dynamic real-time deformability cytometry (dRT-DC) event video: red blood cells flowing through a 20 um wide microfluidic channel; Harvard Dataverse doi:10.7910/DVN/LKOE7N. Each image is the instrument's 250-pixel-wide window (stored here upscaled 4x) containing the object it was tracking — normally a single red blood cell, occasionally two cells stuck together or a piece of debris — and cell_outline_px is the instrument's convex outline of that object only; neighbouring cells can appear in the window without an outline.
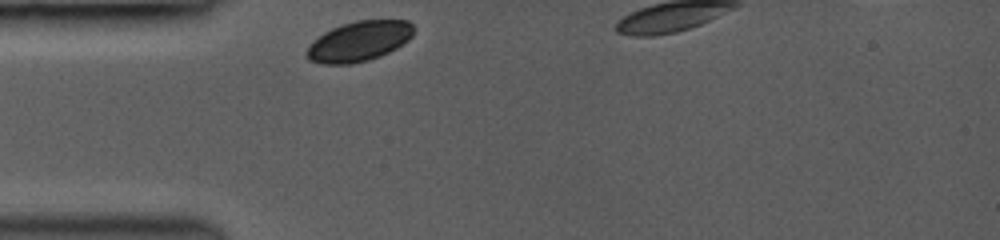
{"species": "common noctule bat (a hibernating species)", "species_latin": "Nyctalus noctula", "temperature_condition": "room temperature", "stored_images_in_passage": 2, "segment_of_instrument_passage": [1, 2], "camera_frame_rate_fps": 3000, "um_per_image_px": 0.085, "animal": {"sex": "female", "body_mass_g": 19.0, "forearm_length_mm": 53.3}, "frame": {"image": 1, "passage_image": 1, "time_ms": 0.0, "image_size_px": [1000, 240], "cell_outline_px": [[412, 36], [408, 40], [396, 48], [380, 56], [368, 60], [352, 64], [324, 64], [308, 60], [304, 56], [304, 52], [324, 32], [332, 28], [356, 20], [408, 20], [412, 24]], "centroid_in_image_um": [30.51, 3.52], "position_along_channel_um": 54.5, "area_um2": 24.8}}